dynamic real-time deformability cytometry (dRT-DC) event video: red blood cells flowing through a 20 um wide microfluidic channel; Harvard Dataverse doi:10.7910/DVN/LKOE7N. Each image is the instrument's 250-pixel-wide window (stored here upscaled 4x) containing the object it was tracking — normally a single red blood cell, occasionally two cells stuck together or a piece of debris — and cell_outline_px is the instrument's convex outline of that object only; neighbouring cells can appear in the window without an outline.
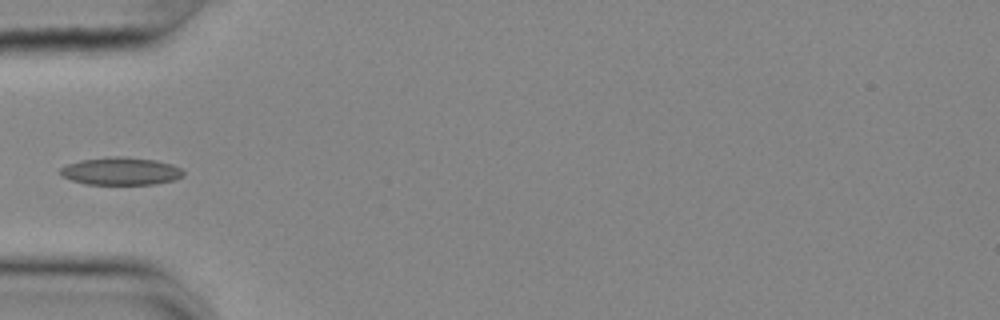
{"species": "common noctule bat (a hibernating species)", "species_latin": "Nyctalus noctula", "temperature_condition": "cold", "stored_images_in_passage": 25, "camera_frame_rate_fps": 3000, "um_per_image_px": 0.085, "animal": {"sex": "female", "body_mass_g": 25.1}, "frame": {"image": 1, "passage_image": 1, "time_ms": 0.0, "image_size_px": [1000, 320], "cell_outline_px": [[184, 176], [176, 180], [152, 184], [84, 184], [60, 176], [60, 168], [68, 164], [80, 160], [108, 156], [120, 156], [156, 160], [172, 164], [180, 168], [184, 172]], "centroid_in_image_um": [10.27, 14.54], "position_along_channel_um": 74.7, "area_um2": 20.0}}
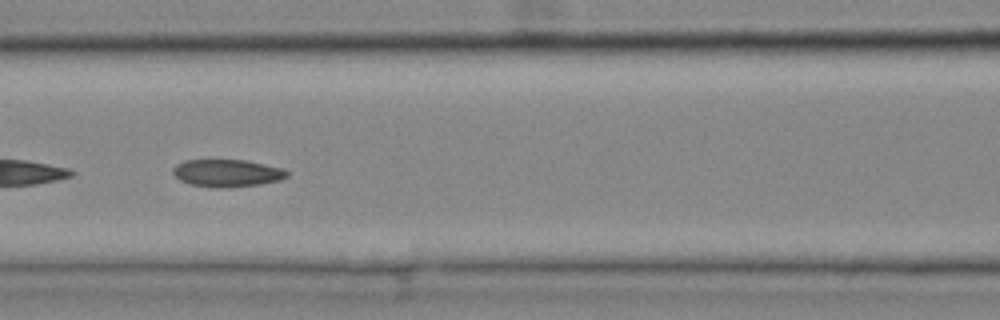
{"frame": {"image": 2, "passage_image": 7, "time_ms": 2.0, "image_size_px": [1000, 320], "cell_outline_px": [[288, 176], [280, 180], [260, 184], [224, 188], [216, 188], [192, 184], [180, 180], [172, 172], [172, 168], [176, 164], [184, 160], [244, 160], [284, 168], [288, 172]], "centroid_in_image_um": [19.3, 14.71], "position_along_channel_um": 147.3, "area_um2": 18.21}}
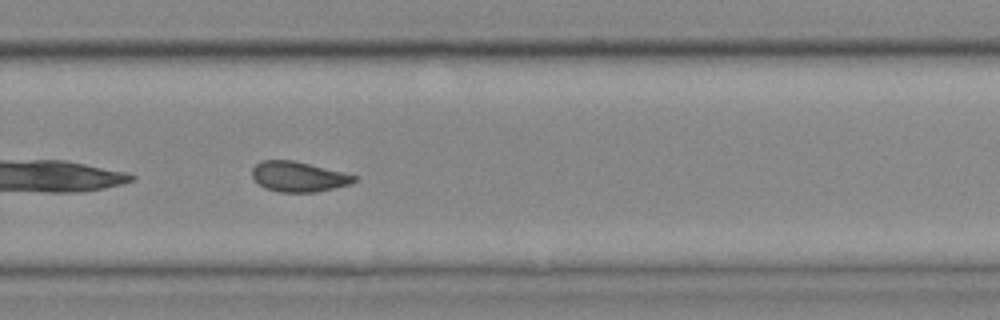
{"frame": {"image": 3, "passage_image": 20, "time_ms": 6.333, "image_size_px": [1000, 320], "cell_outline_px": [[356, 180], [348, 184], [316, 192], [280, 192], [264, 188], [252, 176], [252, 168], [260, 160], [292, 160], [344, 172], [356, 176]], "centroid_in_image_um": [25.33, 15.01], "position_along_channel_um": 304.5, "area_um2": 17.74}}